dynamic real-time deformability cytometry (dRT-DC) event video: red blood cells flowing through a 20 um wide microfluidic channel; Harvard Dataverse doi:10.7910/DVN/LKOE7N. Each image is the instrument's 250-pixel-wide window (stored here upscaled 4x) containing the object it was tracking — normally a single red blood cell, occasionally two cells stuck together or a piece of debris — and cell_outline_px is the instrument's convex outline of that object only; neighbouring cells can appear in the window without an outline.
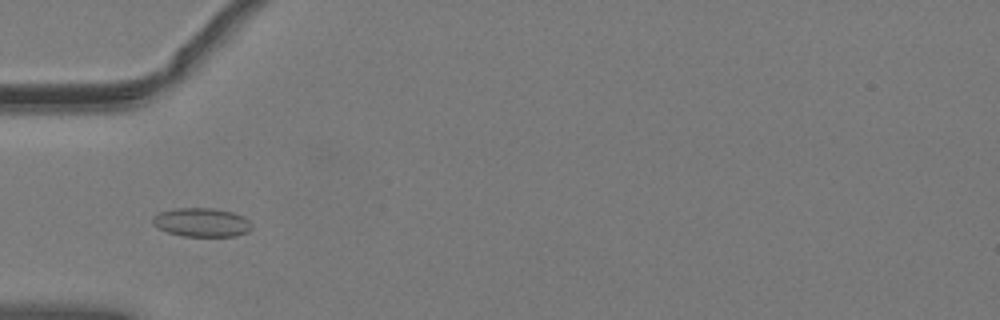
{"species": "common noctule bat (a hibernating species)", "species_latin": "Nyctalus noctula", "temperature_condition": "warm", "stored_images_in_passage": 50, "camera_frame_rate_fps": 3000, "um_per_image_px": 0.085, "animal": {"sex": "male", "body_mass_g": 19.2, "forearm_length_mm": 51.8}, "frame": {"image": 1, "passage_image": 16, "time_ms": 5.0, "image_size_px": [1000, 320], "cell_outline_px": [[252, 228], [248, 232], [236, 236], [180, 236], [168, 232], [152, 224], [152, 216], [160, 212], [176, 208], [212, 208], [232, 212], [244, 216], [252, 224]], "centroid_in_image_um": [17.15, 18.9], "position_along_channel_um": 67.8, "area_um2": 16.7}}
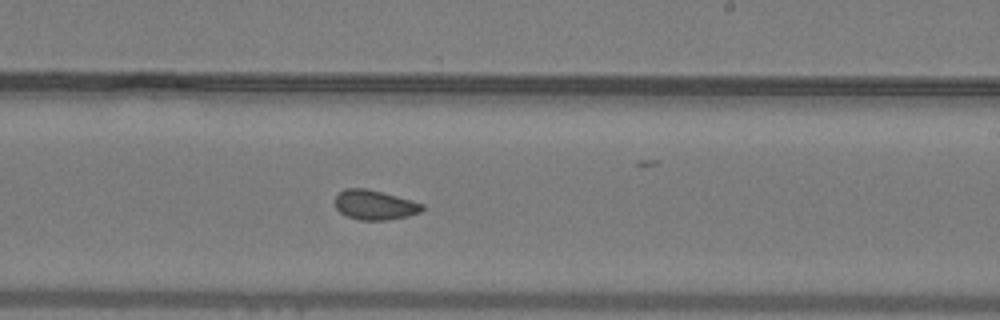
{"frame": {"image": 2, "passage_image": 30, "time_ms": 9.667, "image_size_px": [1000, 320], "cell_outline_px": [[424, 208], [420, 212], [408, 216], [388, 220], [360, 220], [348, 216], [340, 212], [336, 208], [336, 196], [344, 188], [364, 188], [396, 196], [424, 204]], "centroid_in_image_um": [31.85, 17.43], "position_along_channel_um": 257.2, "area_um2": 14.85}}
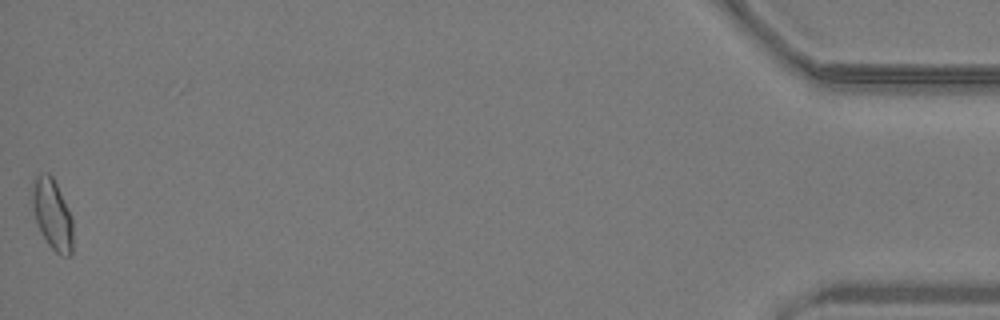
{"frame": {"image": 3, "passage_image": 50, "time_ms": 16.333, "image_size_px": [1000, 320], "cell_outline_px": [[72, 256], [60, 256], [48, 244], [36, 220], [32, 208], [32, 180], [40, 172], [48, 172], [52, 176], [72, 216]], "centroid_in_image_um": [4.44, 18.19], "position_along_channel_um": 430.8, "area_um2": 16.7}, "authors_computed_cell_mechanics": {"area_um2": 15.5771, "velocity_mm_per_s": 4.0682, "shape_relaxation_time_tau1_ms": null, "shape_relaxation_time_tau2_ms": 1.5938, "deformation_change_tau1": null, "deformation_change_tau2": 0.0594}}